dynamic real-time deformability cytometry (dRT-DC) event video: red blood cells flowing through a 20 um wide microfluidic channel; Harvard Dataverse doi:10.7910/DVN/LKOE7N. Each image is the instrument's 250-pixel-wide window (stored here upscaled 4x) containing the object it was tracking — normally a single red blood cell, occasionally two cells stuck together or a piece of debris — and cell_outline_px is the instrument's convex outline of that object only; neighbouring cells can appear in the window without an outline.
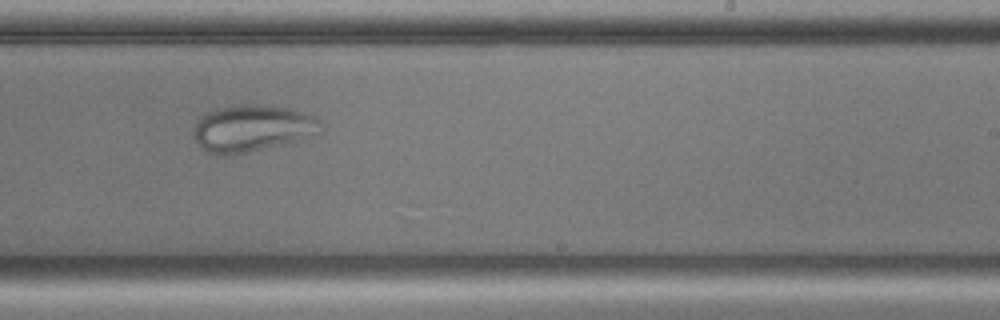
{"species": "common noctule bat (a hibernating species)", "species_latin": "Nyctalus noctula", "temperature_condition": "cold", "stored_images_in_passage": 52, "camera_frame_rate_fps": 3000, "um_per_image_px": 0.085, "animal": {"sex": "male", "body_mass_g": 17.9, "forearm_length_mm": 54.2}, "frame": {"image": 1, "passage_image": 31, "time_ms": 10.0, "image_size_px": [1000, 320], "cell_outline_px": [[324, 124], [320, 132], [292, 140], [228, 156], [216, 156], [204, 152], [196, 144], [192, 136], [192, 128], [196, 120], [200, 116], [216, 108], [232, 104], [272, 104], [292, 108], [316, 116]], "centroid_in_image_um": [21.34, 10.87], "position_along_channel_um": 267.7, "area_um2": 35.2}}